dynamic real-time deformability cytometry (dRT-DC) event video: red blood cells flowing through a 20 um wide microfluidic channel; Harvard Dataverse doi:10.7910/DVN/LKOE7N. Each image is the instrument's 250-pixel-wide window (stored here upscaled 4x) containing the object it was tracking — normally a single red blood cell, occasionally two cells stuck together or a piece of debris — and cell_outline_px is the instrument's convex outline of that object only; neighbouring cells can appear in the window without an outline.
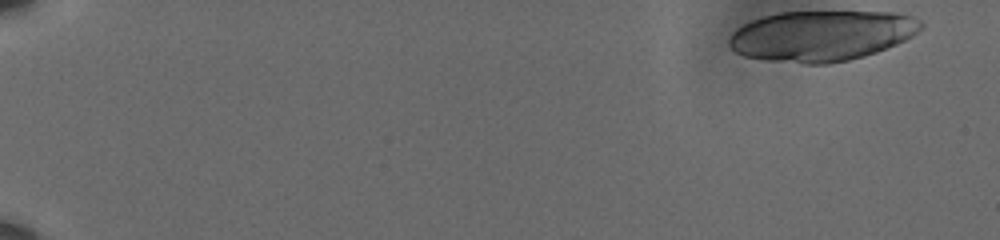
{"species": "human", "species_latin": "Homo sapiens", "temperature_condition": "cold", "stored_images_in_passage": 55, "camera_frame_rate_fps": 3000, "um_per_image_px": 0.085, "donor": {"sex": "male"}, "frame": {"image": 1, "passage_image": 1, "time_ms": 0.0, "image_size_px": [1000, 240], "cell_outline_px": [[924, 28], [912, 36], [896, 44], [876, 52], [864, 56], [848, 60], [828, 64], [804, 64], [768, 60], [744, 56], [736, 52], [728, 44], [728, 40], [732, 32], [736, 28], [752, 20], [764, 16], [780, 12], [892, 12], [908, 16], [920, 20], [924, 24]], "centroid_in_image_um": [69.82, 3.04], "position_along_channel_um": 15.2, "area_um2": 56.47}}
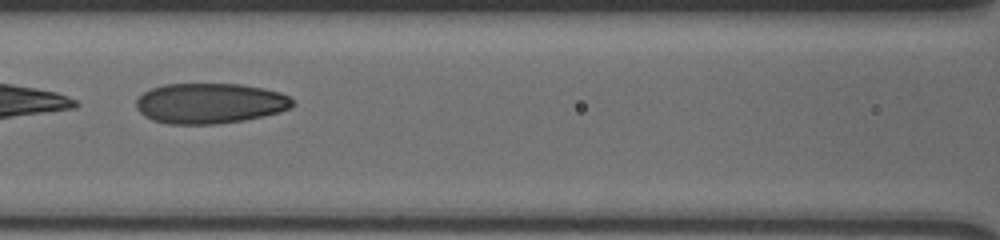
{"frame": {"image": 2, "passage_image": 28, "time_ms": 9.0, "image_size_px": [1000, 240], "cell_outline_px": [[292, 104], [288, 108], [280, 112], [264, 116], [244, 120], [216, 124], [168, 124], [152, 120], [144, 116], [136, 108], [136, 100], [144, 92], [152, 88], [164, 84], [244, 84], [264, 88], [280, 92], [288, 96], [292, 100]], "centroid_in_image_um": [17.82, 8.78], "position_along_channel_um": 148.8, "area_um2": 36.88}}
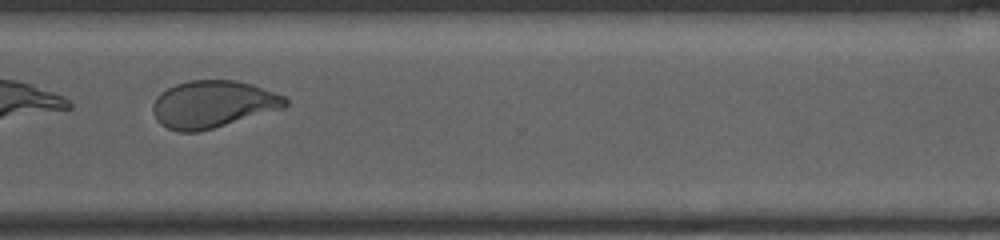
{"frame": {"image": 3, "passage_image": 45, "time_ms": 14.667, "image_size_px": [1000, 240], "cell_outline_px": [[288, 104], [284, 108], [200, 132], [180, 132], [168, 128], [160, 124], [156, 120], [152, 112], [152, 104], [156, 96], [160, 92], [176, 84], [188, 80], [236, 80], [252, 84], [284, 96], [288, 100]], "centroid_in_image_um": [18.06, 8.86], "position_along_channel_um": 352.5, "area_um2": 36.65}}